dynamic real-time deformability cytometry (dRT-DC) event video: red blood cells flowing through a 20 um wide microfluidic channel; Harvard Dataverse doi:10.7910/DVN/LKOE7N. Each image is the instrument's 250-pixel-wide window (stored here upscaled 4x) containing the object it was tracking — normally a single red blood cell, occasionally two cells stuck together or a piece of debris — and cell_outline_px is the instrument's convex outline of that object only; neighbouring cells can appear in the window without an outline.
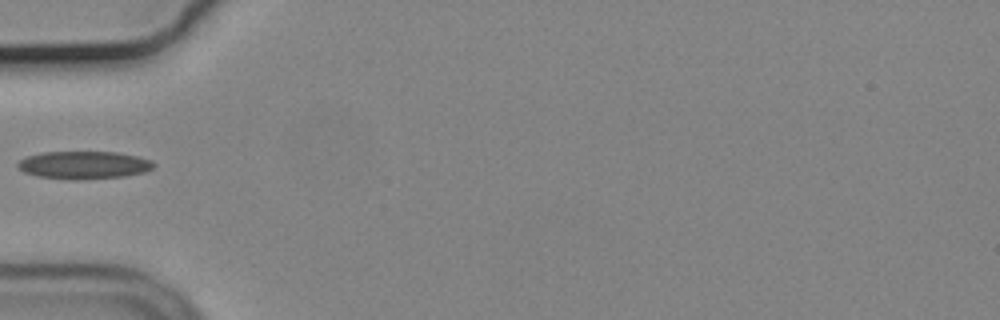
{"species": "common noctule bat (a hibernating species)", "species_latin": "Nyctalus noctula", "temperature_condition": "cold", "stored_images_in_passage": 38, "camera_frame_rate_fps": 3000, "um_per_image_px": 0.085, "animal": {"sex": "male", "body_mass_g": 19.2, "forearm_length_mm": 51.8}, "frame": {"image": 1, "passage_image": 1, "time_ms": 0.0, "image_size_px": [1000, 320], "cell_outline_px": [[156, 164], [152, 168], [144, 172], [124, 176], [80, 180], [72, 180], [36, 176], [24, 172], [16, 164], [20, 160], [28, 156], [40, 152], [116, 152], [136, 156], [152, 160]], "centroid_in_image_um": [7.12, 14.03], "position_along_channel_um": 77.9, "area_um2": 22.02}}
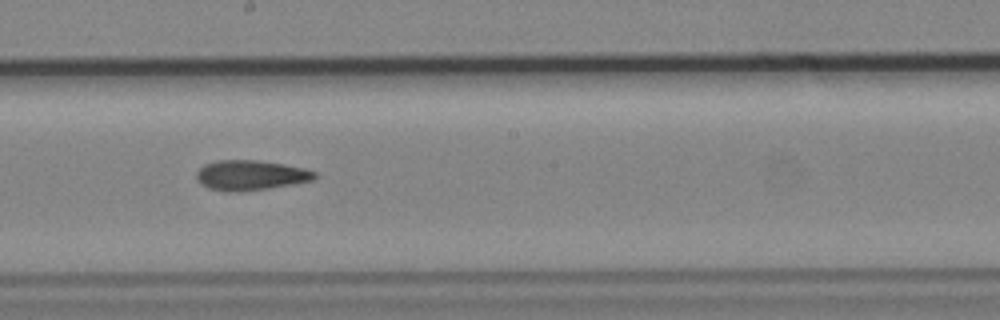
{"frame": {"image": 2, "passage_image": 13, "time_ms": 4.0, "image_size_px": [1000, 320], "cell_outline_px": [[316, 176], [312, 180], [292, 184], [268, 188], [208, 188], [200, 184], [196, 176], [196, 172], [204, 164], [216, 160], [256, 160], [284, 164], [304, 168], [316, 172]], "centroid_in_image_um": [21.32, 14.83], "position_along_channel_um": 226.9, "area_um2": 19.65}}
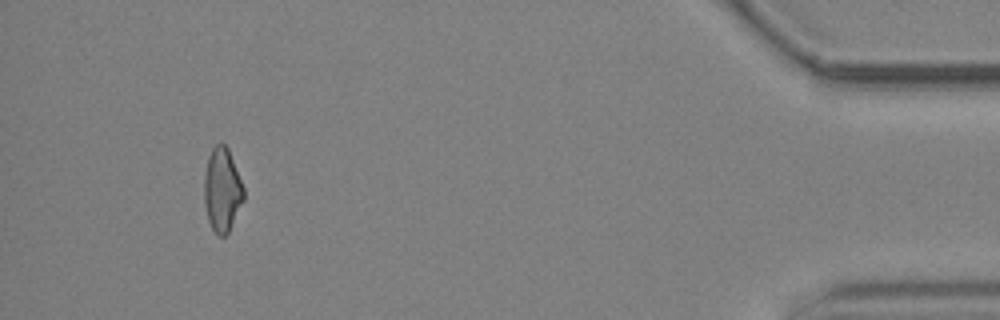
{"frame": {"image": 3, "passage_image": 34, "time_ms": 11.0, "image_size_px": [1000, 320], "cell_outline_px": [[244, 200], [228, 232], [224, 236], [220, 236], [212, 228], [208, 220], [204, 200], [204, 176], [208, 156], [212, 148], [220, 140], [228, 148], [244, 188]], "centroid_in_image_um": [18.88, 16.1], "position_along_channel_um": 416.3, "area_um2": 19.25}}